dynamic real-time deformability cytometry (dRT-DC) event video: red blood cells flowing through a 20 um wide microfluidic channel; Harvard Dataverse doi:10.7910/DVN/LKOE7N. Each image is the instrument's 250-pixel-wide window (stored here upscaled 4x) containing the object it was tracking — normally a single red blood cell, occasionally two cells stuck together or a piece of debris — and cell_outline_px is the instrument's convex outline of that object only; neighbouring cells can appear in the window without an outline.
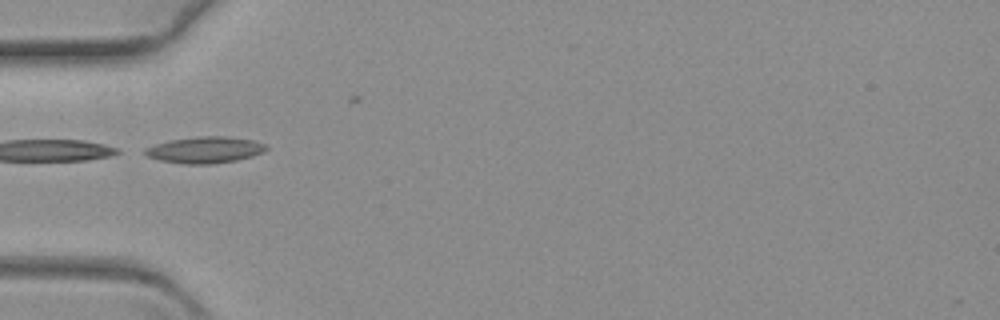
{"species": "common noctule bat (a hibernating species)", "species_latin": "Nyctalus noctula", "temperature_condition": "warm", "stored_images_in_passage": 20, "camera_frame_rate_fps": 3000, "um_per_image_px": 0.085, "animal": {"sex": "female", "body_mass_g": 19.3, "forearm_length_mm": 54.1}, "frame": {"image": 1, "passage_image": 1, "time_ms": 0.0, "image_size_px": [1000, 320], "cell_outline_px": [[268, 148], [264, 152], [252, 156], [236, 160], [212, 164], [184, 164], [160, 160], [148, 156], [144, 152], [144, 148], [156, 144], [172, 140], [200, 136], [224, 136], [252, 140], [264, 144]], "centroid_in_image_um": [17.43, 12.74], "position_along_channel_um": 67.6, "area_um2": 18.44}}
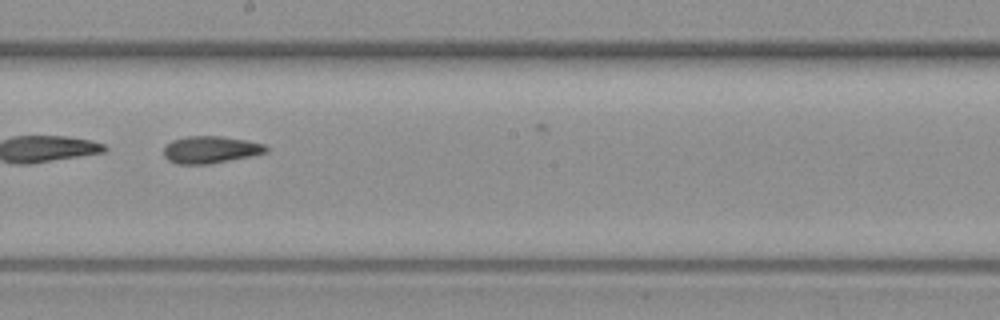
{"frame": {"image": 2, "passage_image": 16, "time_ms": 5.0, "image_size_px": [1000, 320], "cell_outline_px": [[268, 152], [208, 164], [176, 164], [168, 160], [164, 156], [164, 148], [172, 140], [184, 136], [220, 136], [248, 140], [264, 144], [268, 148]], "centroid_in_image_um": [17.88, 12.71], "position_along_channel_um": 230.3, "area_um2": 16.13}}